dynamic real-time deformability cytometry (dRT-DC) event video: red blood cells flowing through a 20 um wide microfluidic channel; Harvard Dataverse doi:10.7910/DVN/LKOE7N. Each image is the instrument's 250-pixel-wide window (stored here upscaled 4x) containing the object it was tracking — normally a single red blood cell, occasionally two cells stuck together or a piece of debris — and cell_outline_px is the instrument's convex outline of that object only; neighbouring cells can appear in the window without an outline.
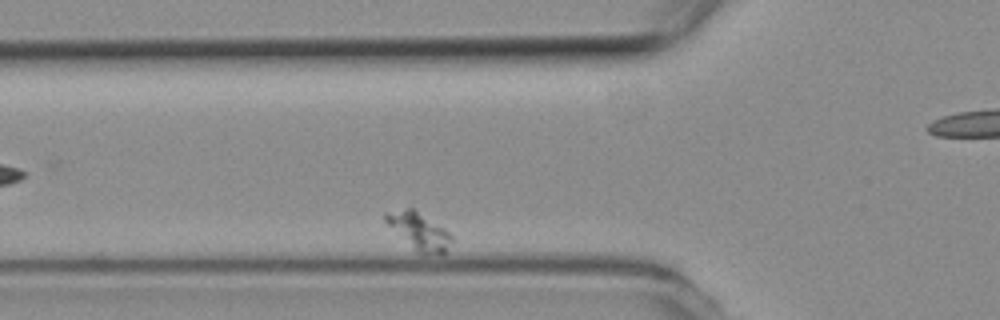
{"species": "common noctule bat (a hibernating species)", "species_latin": "Nyctalus noctula", "temperature_condition": "room temperature", "stored_images_in_passage": 37, "camera_frame_rate_fps": 3000, "um_per_image_px": 0.085, "animal": {"sex": "female", "body_mass_g": 19.3, "forearm_length_mm": 54.1}, "frame": {"image": 1, "passage_image": 3, "time_ms": 0.667, "image_size_px": [1000, 320], "cell_outline_px": [[452, 240], [444, 252], [440, 256], [420, 252], [388, 224], [384, 220], [384, 212], [408, 208], [412, 208], [444, 228], [452, 236]], "centroid_in_image_um": [35.64, 19.62], "position_along_channel_um": 90.2, "area_um2": 13.47}}
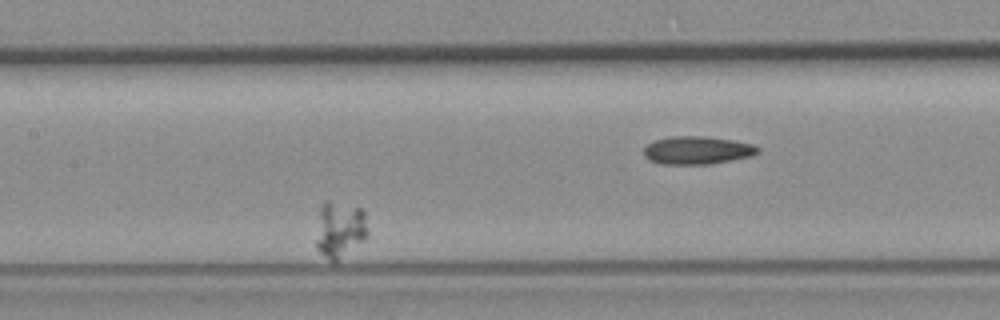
{"frame": {"image": 2, "passage_image": 13, "time_ms": 4.0, "image_size_px": [1000, 320], "cell_outline_px": [[368, 232], [360, 240], [336, 260], [332, 260], [320, 252], [316, 248], [316, 240], [320, 208], [324, 200], [328, 200], [364, 208]], "centroid_in_image_um": [28.86, 19.4], "position_along_channel_um": 178.5, "area_um2": 16.36}}
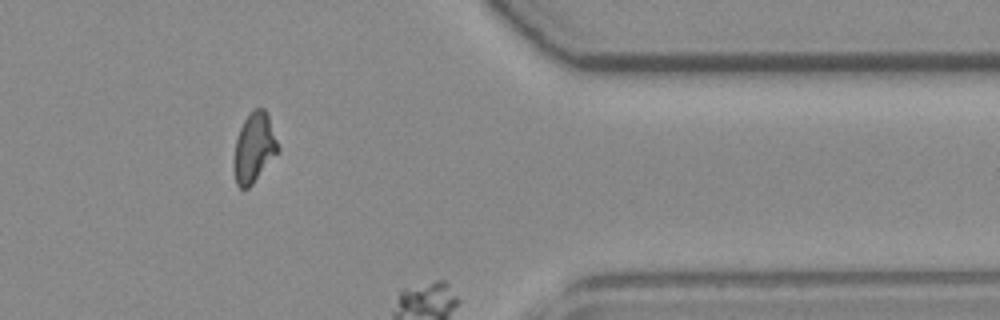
{"frame": {"image": 3, "passage_image": 34, "time_ms": 11.0, "image_size_px": [1000, 320], "cell_outline_px": [[280, 148], [252, 184], [248, 188], [240, 188], [236, 184], [232, 168], [232, 160], [236, 140], [240, 128], [244, 120], [252, 108], [264, 108], [268, 116]], "centroid_in_image_um": [21.55, 12.55], "position_along_channel_um": 389.8, "area_um2": 17.86}}